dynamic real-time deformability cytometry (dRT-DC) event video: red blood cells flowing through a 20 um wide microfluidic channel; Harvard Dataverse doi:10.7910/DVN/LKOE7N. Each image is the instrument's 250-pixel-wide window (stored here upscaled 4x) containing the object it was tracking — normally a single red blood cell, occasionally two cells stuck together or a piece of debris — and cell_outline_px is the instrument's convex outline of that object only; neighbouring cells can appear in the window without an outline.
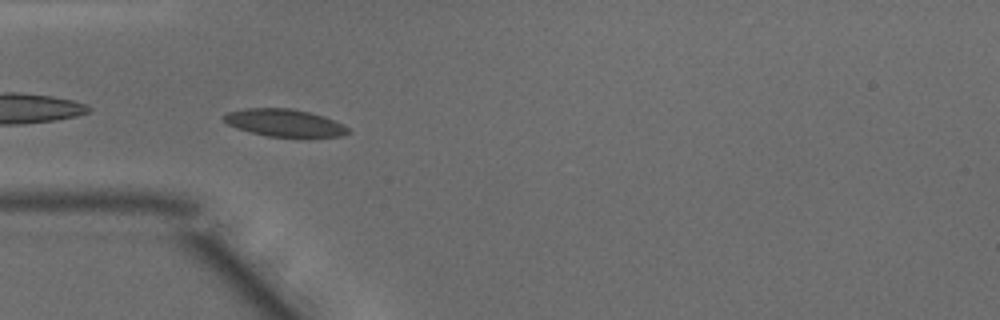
{"species": "common noctule bat (a hibernating species)", "species_latin": "Nyctalus noctula", "temperature_condition": "warm", "stored_images_in_passage": 26, "camera_frame_rate_fps": 3000, "um_per_image_px": 0.085, "animal": {"sex": "male", "body_mass_g": 15.6}, "frame": {"image": 1, "passage_image": 3, "time_ms": 0.667, "image_size_px": [1000, 320], "cell_outline_px": [[352, 132], [340, 136], [308, 140], [268, 136], [236, 128], [228, 124], [220, 116], [228, 112], [244, 108], [292, 108], [324, 116], [344, 124]], "centroid_in_image_um": [24.25, 10.48], "position_along_channel_um": 60.7, "area_um2": 20.75}}
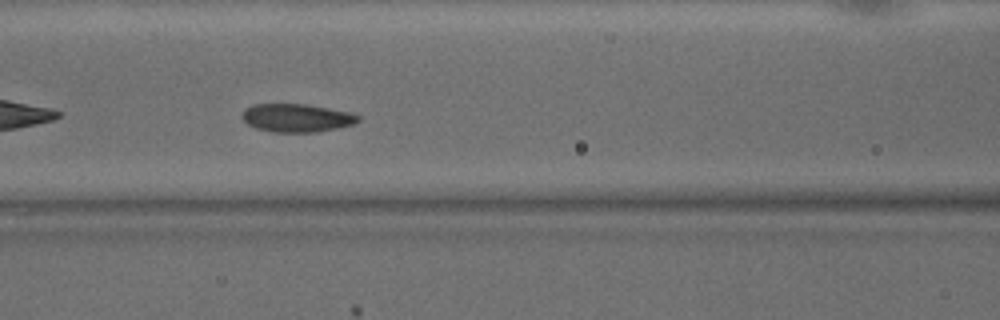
{"frame": {"image": 2, "passage_image": 9, "time_ms": 2.667, "image_size_px": [1000, 320], "cell_outline_px": [[360, 120], [356, 124], [316, 132], [276, 132], [256, 128], [248, 124], [240, 116], [244, 108], [252, 104], [308, 104], [352, 112], [360, 116]], "centroid_in_image_um": [25.24, 10.01], "position_along_channel_um": 141.4, "area_um2": 19.31}}
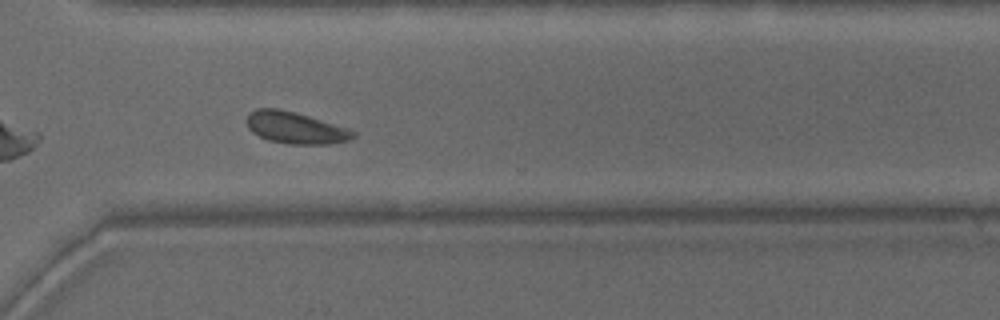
{"frame": {"image": 3, "passage_image": 24, "time_ms": 7.667, "image_size_px": [1000, 320], "cell_outline_px": [[356, 136], [352, 140], [328, 144], [288, 144], [268, 140], [252, 132], [248, 128], [244, 120], [248, 112], [256, 108], [276, 108], [296, 112], [348, 128], [356, 132]], "centroid_in_image_um": [25.08, 10.85], "position_along_channel_um": 345.5, "area_um2": 20.0}, "authors_computed_cell_mechanics": {"area_um2": 19.7387, "velocity_mm_per_s": 4.0876, "shape_relaxation_time_tau1_ms": null, "shape_relaxation_time_tau2_ms": 1.3873, "deformation_change_tau1": null, "deformation_change_tau2": 0.0574}}